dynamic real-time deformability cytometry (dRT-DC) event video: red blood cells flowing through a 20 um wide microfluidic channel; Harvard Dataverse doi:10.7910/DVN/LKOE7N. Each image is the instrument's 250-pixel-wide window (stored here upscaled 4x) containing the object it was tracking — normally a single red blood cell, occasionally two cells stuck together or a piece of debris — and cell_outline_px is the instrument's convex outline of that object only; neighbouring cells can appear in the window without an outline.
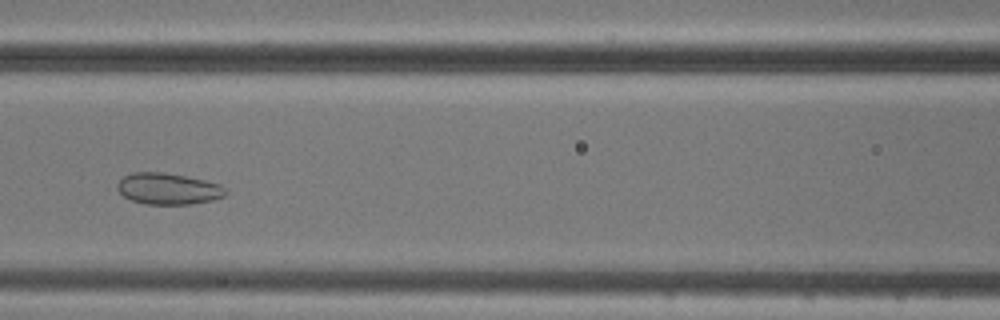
{"species": "common noctule bat (a hibernating species)", "species_latin": "Nyctalus noctula", "temperature_condition": "cold", "stored_images_in_passage": 13, "camera_frame_rate_fps": 3000, "um_per_image_px": 0.085, "animal": {"sex": "male", "body_mass_g": 20.5, "forearm_length_mm": 52.5}, "frame": {"image": 1, "passage_image": 6, "time_ms": 6.667, "image_size_px": [1000, 320], "cell_outline_px": [[228, 192], [224, 196], [212, 200], [192, 204], [144, 204], [132, 200], [124, 196], [116, 188], [116, 184], [124, 176], [132, 172], [164, 172], [204, 180], [220, 184]], "centroid_in_image_um": [14.28, 16.04], "position_along_channel_um": 152.3, "area_um2": 19.77}, "authors_computed_cell_mechanics": {"area_um2": 27.5128, "velocity_mm_per_s": 3.6595, "shape_relaxation_time_tau1_ms": null, "shape_relaxation_time_tau2_ms": 1.1374, "deformation_change_tau1": null, "deformation_change_tau2": 0.0493}}